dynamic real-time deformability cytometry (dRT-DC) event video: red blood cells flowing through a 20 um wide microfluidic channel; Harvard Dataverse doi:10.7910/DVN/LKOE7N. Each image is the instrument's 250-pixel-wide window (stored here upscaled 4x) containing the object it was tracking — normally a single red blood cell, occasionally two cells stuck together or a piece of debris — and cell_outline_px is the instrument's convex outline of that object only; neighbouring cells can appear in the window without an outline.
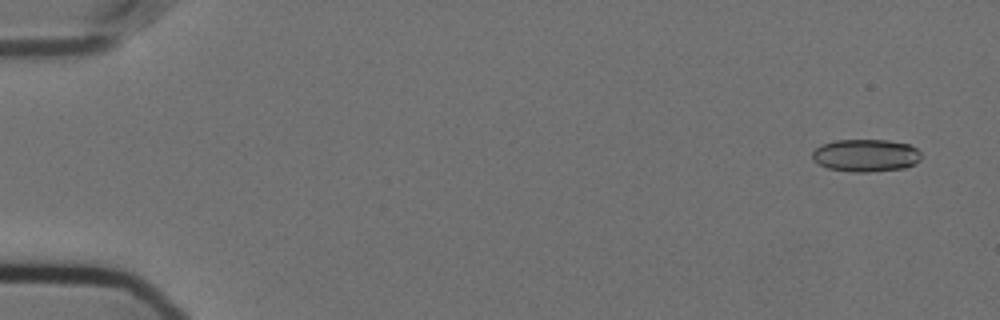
{"species": "Egyptian fruit bat (a non-hibernating species)", "species_latin": "Rousettus aegyptiacus", "temperature_condition": "cold", "stored_images_in_passage": 25, "camera_frame_rate_fps": 3000, "um_per_image_px": 0.085, "animal": {"sex": "female"}, "frame": {"image": 1, "passage_image": 3, "time_ms": 0.667, "image_size_px": [1000, 320], "cell_outline_px": [[920, 160], [904, 168], [868, 172], [856, 172], [828, 168], [812, 160], [812, 152], [820, 144], [836, 140], [888, 140], [908, 144], [916, 148], [920, 152]], "centroid_in_image_um": [73.57, 13.2], "position_along_channel_um": 11.4, "area_um2": 20.58}}
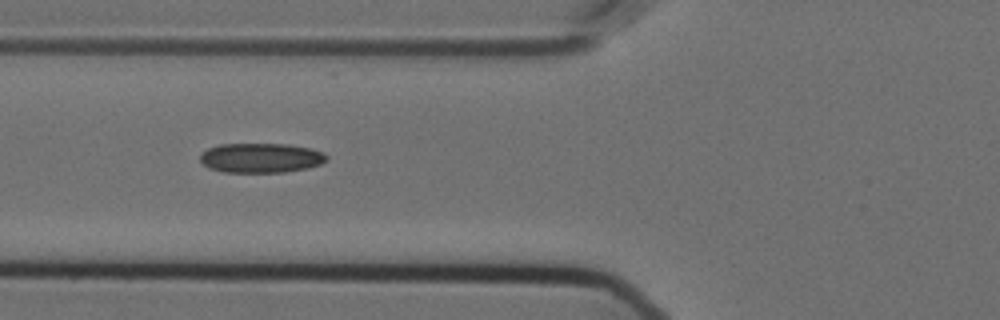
{"frame": {"image": 2, "passage_image": 22, "time_ms": 7.0, "image_size_px": [1000, 320], "cell_outline_px": [[328, 160], [320, 164], [308, 168], [284, 172], [224, 172], [208, 168], [200, 160], [200, 156], [208, 148], [220, 144], [288, 144], [312, 148], [324, 152], [328, 156]], "centroid_in_image_um": [22.22, 13.42], "position_along_channel_um": 103.6, "area_um2": 21.96}}
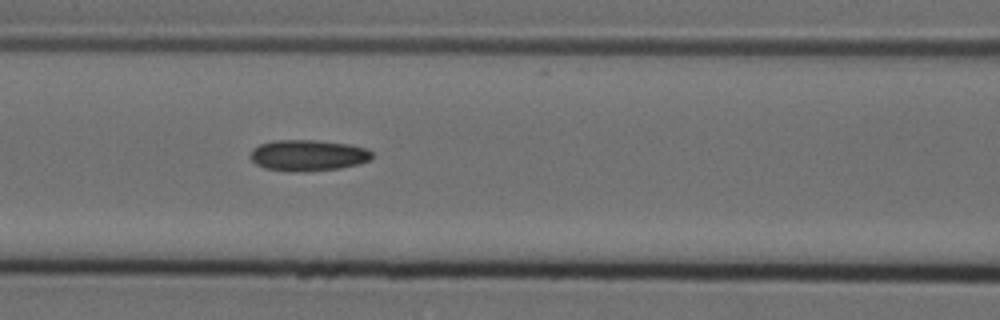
{"frame": {"image": 3, "passage_image": 25, "time_ms": 8.0, "image_size_px": [1000, 320], "cell_outline_px": [[372, 156], [368, 160], [356, 164], [340, 168], [304, 172], [292, 172], [264, 168], [256, 164], [248, 156], [252, 148], [260, 144], [272, 140], [316, 140], [348, 144], [364, 148], [372, 152]], "centroid_in_image_um": [26.1, 13.2], "position_along_channel_um": 140.5, "area_um2": 22.14}}